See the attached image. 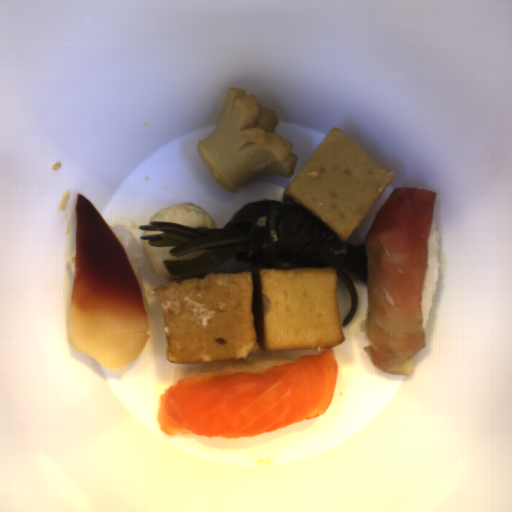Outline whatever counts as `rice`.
<instances>
[{"mask_svg":"<svg viewBox=\"0 0 512 512\" xmlns=\"http://www.w3.org/2000/svg\"><path fill=\"white\" fill-rule=\"evenodd\" d=\"M322 417L317 416L315 418L309 419L307 421H299L293 424H290L278 431L261 433L257 436L246 437V438H222V437H206V436H192L194 440L197 442L212 448H232V447H250L256 444H260L266 441H270L273 439H277L280 437H284L287 435H291L294 433L301 432L308 427L314 425Z\"/></svg>","mask_w":512,"mask_h":512,"instance_id":"rice-2","label":"rice"},{"mask_svg":"<svg viewBox=\"0 0 512 512\" xmlns=\"http://www.w3.org/2000/svg\"><path fill=\"white\" fill-rule=\"evenodd\" d=\"M110 227L117 236L134 270V274H137L147 264V256L141 243L125 225H112Z\"/></svg>","mask_w":512,"mask_h":512,"instance_id":"rice-4","label":"rice"},{"mask_svg":"<svg viewBox=\"0 0 512 512\" xmlns=\"http://www.w3.org/2000/svg\"><path fill=\"white\" fill-rule=\"evenodd\" d=\"M439 231L436 230V222L433 221L430 237L428 239V264L425 275L424 291L422 294L421 311L424 323V329L428 320L431 316V307L433 303V297L436 294V290L439 283L441 261H439Z\"/></svg>","mask_w":512,"mask_h":512,"instance_id":"rice-3","label":"rice"},{"mask_svg":"<svg viewBox=\"0 0 512 512\" xmlns=\"http://www.w3.org/2000/svg\"><path fill=\"white\" fill-rule=\"evenodd\" d=\"M292 362L279 353L257 354L253 360L242 364H216L197 366L191 369H176L175 382L178 383L181 378L199 377L205 372H213L214 375H233L239 372L258 373L269 370L272 366L291 364Z\"/></svg>","mask_w":512,"mask_h":512,"instance_id":"rice-1","label":"rice"}]
</instances>
